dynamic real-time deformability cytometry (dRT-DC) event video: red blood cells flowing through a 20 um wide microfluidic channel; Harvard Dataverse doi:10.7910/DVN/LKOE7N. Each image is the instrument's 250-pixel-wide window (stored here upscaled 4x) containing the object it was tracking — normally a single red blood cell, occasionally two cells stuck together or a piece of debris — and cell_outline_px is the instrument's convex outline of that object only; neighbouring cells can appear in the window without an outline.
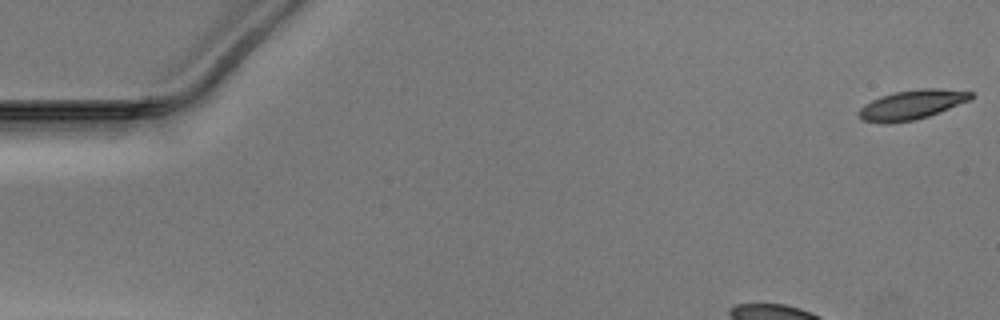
{"species": "Egyptian fruit bat (a non-hibernating species)", "species_latin": "Rousettus aegyptiacus", "temperature_condition": "warm", "stored_images_in_passage": 38, "camera_frame_rate_fps": 3000, "um_per_image_px": 0.085, "animal": {"sex": "male"}, "frame": {"image": 1, "passage_image": 1, "time_ms": 0.0, "image_size_px": [1000, 320], "cell_outline_px": [[972, 96], [968, 100], [940, 112], [916, 120], [888, 124], [884, 124], [864, 120], [856, 112], [864, 104], [880, 96], [896, 92], [920, 88], [936, 88], [972, 92]], "centroid_in_image_um": [77.45, 8.91], "position_along_channel_um": 7.6, "area_um2": 19.13}}
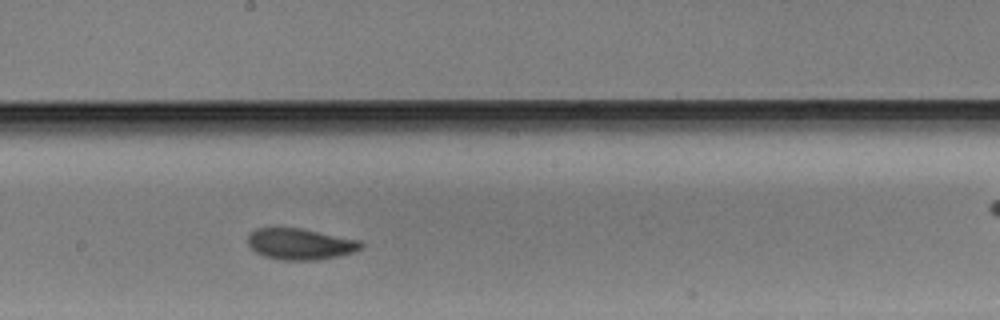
{"frame": {"image": 2, "passage_image": 24, "time_ms": 7.667, "image_size_px": [1000, 320], "cell_outline_px": [[364, 244], [360, 248], [352, 252], [340, 256], [320, 260], [280, 260], [264, 256], [256, 252], [248, 244], [248, 236], [256, 228], [300, 228], [360, 240]], "centroid_in_image_um": [25.53, 20.75], "position_along_channel_um": 222.7, "area_um2": 20.52}}
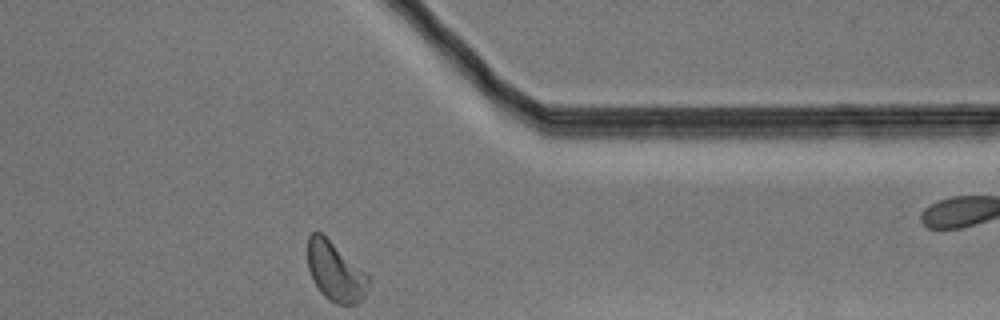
{"frame": {"image": 3, "passage_image": 37, "time_ms": 12.0, "image_size_px": [1000, 320], "cell_outline_px": [[368, 284], [364, 296], [356, 304], [336, 304], [328, 300], [320, 292], [312, 280], [308, 268], [308, 236], [316, 228], [368, 276]], "centroid_in_image_um": [28.44, 23.09], "position_along_channel_um": 383.0, "area_um2": 20.58}}